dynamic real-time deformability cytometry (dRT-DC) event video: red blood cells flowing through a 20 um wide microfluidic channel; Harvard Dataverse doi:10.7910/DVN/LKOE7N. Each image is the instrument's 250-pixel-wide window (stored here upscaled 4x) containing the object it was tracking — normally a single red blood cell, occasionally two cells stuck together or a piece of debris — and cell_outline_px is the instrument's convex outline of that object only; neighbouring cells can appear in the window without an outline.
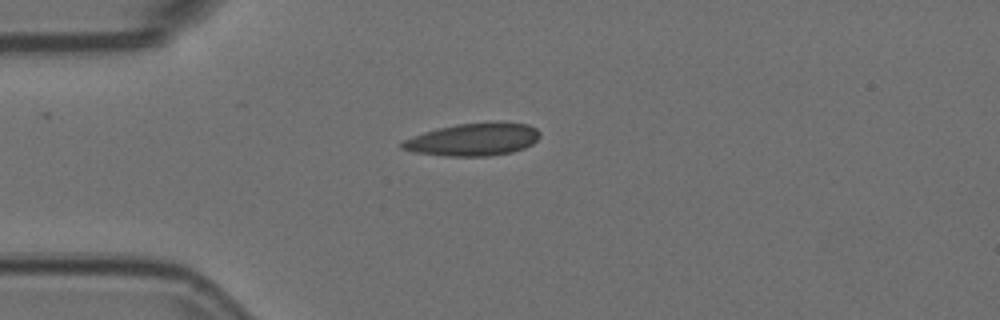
{"species": "Egyptian fruit bat (a non-hibernating species)", "species_latin": "Rousettus aegyptiacus", "temperature_condition": "room temperature", "stored_images_in_passage": 42, "camera_frame_rate_fps": 3000, "um_per_image_px": 0.085, "animal": {"sex": "female"}, "frame": {"image": 1, "passage_image": 1, "time_ms": 0.0, "image_size_px": [1000, 320], "cell_outline_px": [[540, 136], [532, 144], [524, 148], [512, 152], [488, 156], [444, 156], [412, 152], [400, 148], [400, 144], [404, 140], [412, 136], [424, 132], [456, 124], [528, 124], [536, 128], [540, 132]], "centroid_in_image_um": [40.18, 11.89], "position_along_channel_um": 44.8, "area_um2": 25.61}}
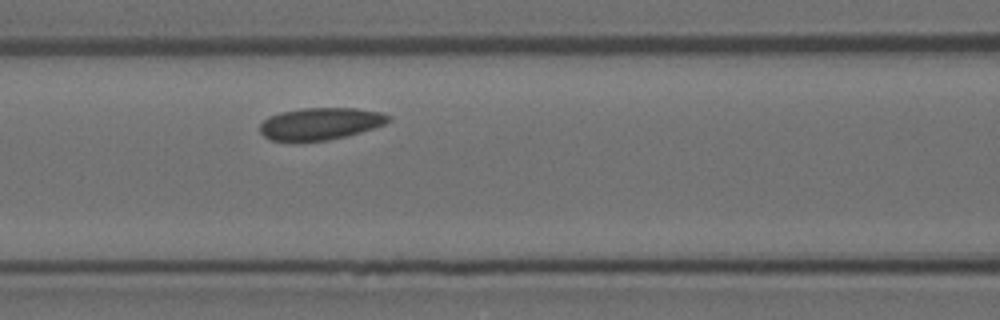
{"frame": {"image": 2, "passage_image": 11, "time_ms": 3.333, "image_size_px": [1000, 320], "cell_outline_px": [[392, 120], [384, 124], [360, 132], [328, 140], [272, 140], [264, 136], [260, 132], [260, 124], [268, 116], [280, 112], [304, 108], [356, 108], [384, 112], [392, 116]], "centroid_in_image_um": [27.27, 10.49], "position_along_channel_um": 139.3, "area_um2": 23.87}}
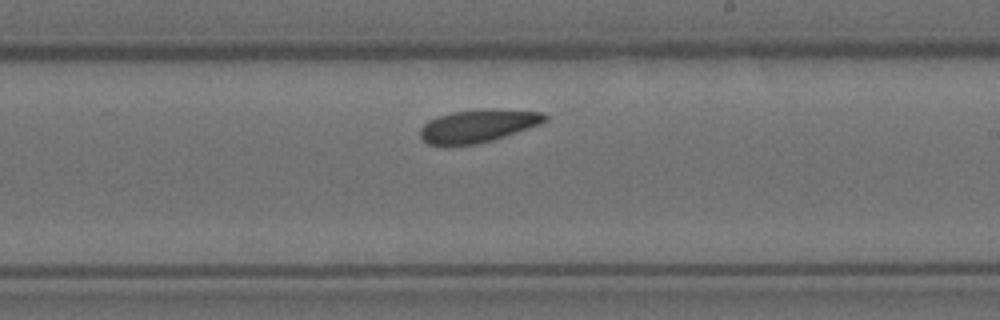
{"frame": {"image": 3, "passage_image": 21, "time_ms": 6.667, "image_size_px": [1000, 320], "cell_outline_px": [[548, 120], [540, 124], [492, 140], [476, 144], [428, 144], [420, 136], [420, 128], [428, 120], [436, 116], [452, 112], [480, 108], [492, 108], [544, 112], [548, 116]], "centroid_in_image_um": [40.65, 10.66], "position_along_channel_um": 248.3, "area_um2": 23.87}}